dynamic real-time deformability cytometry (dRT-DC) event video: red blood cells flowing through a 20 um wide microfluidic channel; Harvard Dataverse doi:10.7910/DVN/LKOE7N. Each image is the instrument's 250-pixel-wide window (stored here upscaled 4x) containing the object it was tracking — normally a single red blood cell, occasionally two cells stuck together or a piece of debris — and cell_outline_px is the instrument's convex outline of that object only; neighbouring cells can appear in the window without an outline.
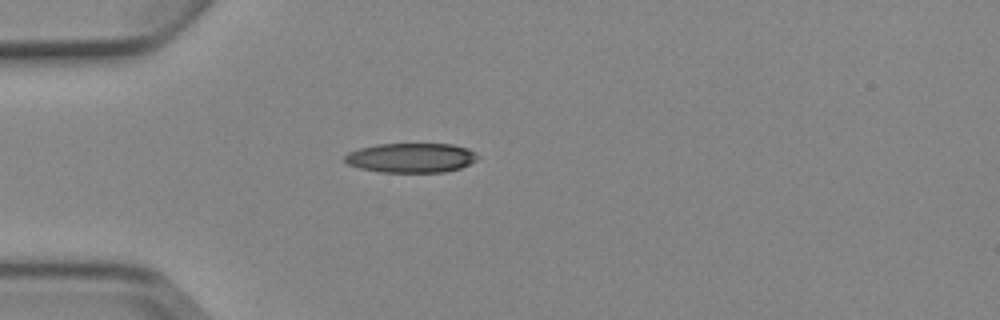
{"species": "Egyptian fruit bat (a non-hibernating species)", "species_latin": "Rousettus aegyptiacus", "temperature_condition": "cold", "stored_images_in_passage": 2, "camera_frame_rate_fps": 3000, "um_per_image_px": 0.085, "animal": {"sex": "female"}, "frame": {"image": 1, "passage_image": 1, "time_ms": 0.0, "image_size_px": [1000, 320], "cell_outline_px": [[480, 156], [476, 160], [460, 168], [444, 172], [380, 172], [360, 168], [348, 164], [344, 160], [344, 156], [348, 152], [360, 148], [376, 144], [452, 144], [468, 148], [476, 152]], "centroid_in_image_um": [34.95, 13.41], "position_along_channel_um": 50.0, "area_um2": 22.95}}